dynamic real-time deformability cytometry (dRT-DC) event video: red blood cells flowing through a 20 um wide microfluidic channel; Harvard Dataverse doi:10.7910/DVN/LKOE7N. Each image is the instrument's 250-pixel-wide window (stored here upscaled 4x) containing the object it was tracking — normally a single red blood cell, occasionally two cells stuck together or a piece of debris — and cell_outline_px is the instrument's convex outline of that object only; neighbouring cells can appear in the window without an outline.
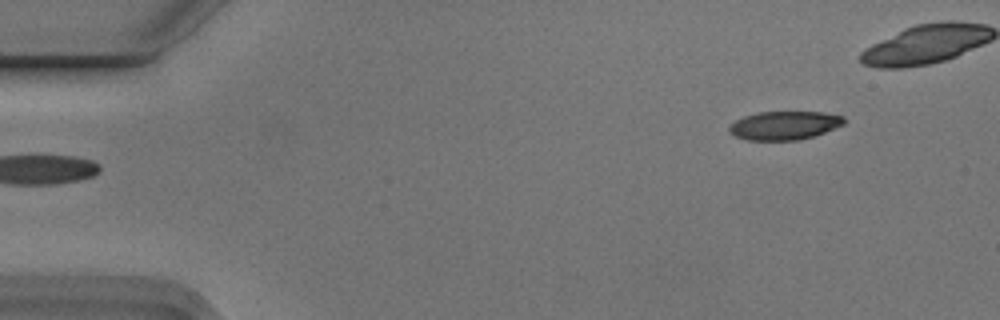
{"species": "Egyptian fruit bat (a non-hibernating species)", "species_latin": "Rousettus aegyptiacus", "temperature_condition": "cold", "stored_images_in_passage": 4, "camera_frame_rate_fps": 3000, "um_per_image_px": 0.085, "animal": {"sex": "male"}, "frame": {"image": 1, "passage_image": 4, "time_ms": 1.0, "image_size_px": [1000, 320], "cell_outline_px": [[844, 124], [824, 132], [812, 136], [796, 140], [748, 140], [736, 136], [728, 132], [728, 128], [736, 120], [744, 116], [756, 112], [824, 112], [844, 116]], "centroid_in_image_um": [66.66, 10.65], "position_along_channel_um": 18.3, "area_um2": 18.96}}